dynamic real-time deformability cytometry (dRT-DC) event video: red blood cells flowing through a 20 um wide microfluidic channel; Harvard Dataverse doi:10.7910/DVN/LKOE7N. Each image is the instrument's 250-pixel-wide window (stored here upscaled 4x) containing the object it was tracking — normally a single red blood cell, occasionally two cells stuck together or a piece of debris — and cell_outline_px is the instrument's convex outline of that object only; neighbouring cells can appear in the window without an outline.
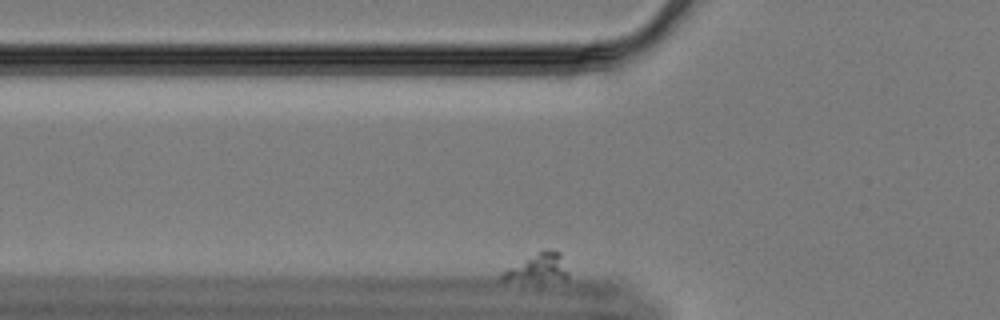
{"species": "Egyptian fruit bat (a non-hibernating species)", "species_latin": "Rousettus aegyptiacus", "temperature_condition": "cold", "stored_images_in_passage": 57, "camera_frame_rate_fps": 3000, "um_per_image_px": 0.085, "animal": {"sex": "female"}, "frame": {"image": 1, "passage_image": 2, "time_ms": 0.333, "image_size_px": [1000, 320], "cell_outline_px": [[568, 276], [564, 280], [500, 280], [500, 276], [508, 268], [544, 248], [552, 248], [560, 252], [568, 272]], "centroid_in_image_um": [45.78, 22.73], "position_along_channel_um": 80.0, "area_um2": 10.75}}
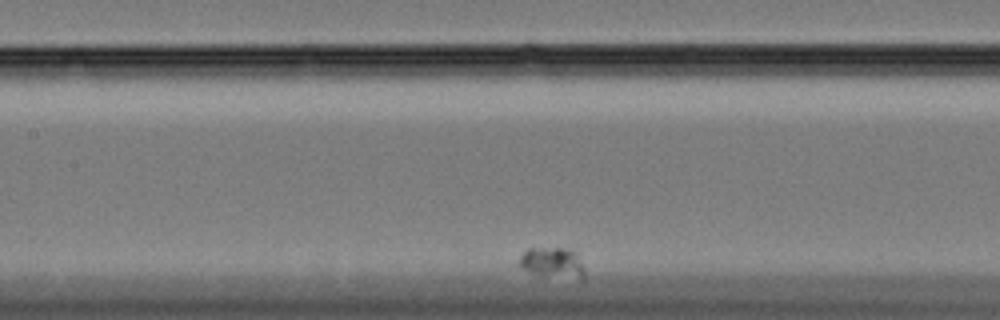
{"frame": {"image": 2, "passage_image": 20, "time_ms": 6.333, "image_size_px": [1000, 320], "cell_outline_px": [[584, 280], [580, 280], [540, 276], [516, 264], [520, 256], [528, 248], [572, 248], [576, 252], [584, 268]], "centroid_in_image_um": [47.0, 22.35], "position_along_channel_um": 160.4, "area_um2": 12.08}}
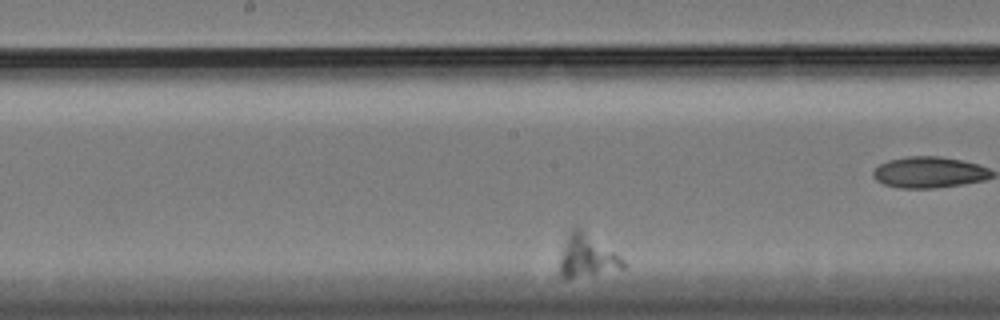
{"frame": {"image": 3, "passage_image": 27, "time_ms": 8.667, "image_size_px": [1000, 320], "cell_outline_px": [[624, 268], [572, 276], [560, 276], [560, 260], [568, 232], [576, 224], [620, 256], [624, 260]], "centroid_in_image_um": [49.88, 21.67], "position_along_channel_um": 198.3, "area_um2": 14.97}}